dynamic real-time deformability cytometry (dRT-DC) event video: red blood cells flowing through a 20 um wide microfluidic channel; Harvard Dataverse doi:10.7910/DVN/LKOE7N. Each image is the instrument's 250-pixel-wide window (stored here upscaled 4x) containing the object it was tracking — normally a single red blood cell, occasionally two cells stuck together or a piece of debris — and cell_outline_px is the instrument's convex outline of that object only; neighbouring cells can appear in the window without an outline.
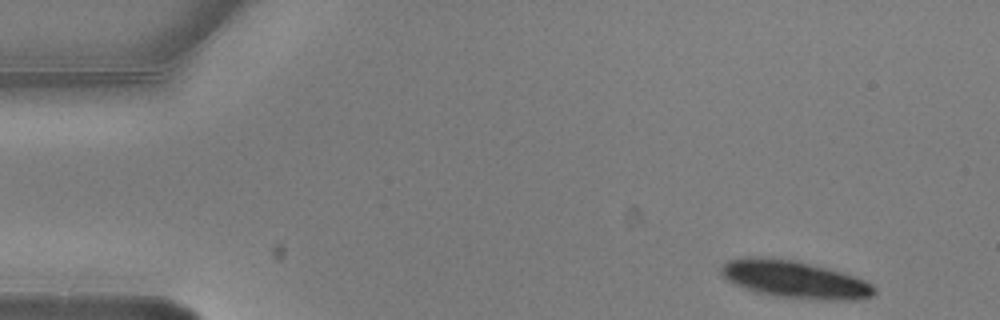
{"species": "common noctule bat (a hibernating species)", "species_latin": "Nyctalus noctula", "temperature_condition": "warm", "stored_images_in_passage": 10, "camera_frame_rate_fps": 3000, "um_per_image_px": 0.085, "animal": {"sex": "male", "body_mass_g": 20.5, "forearm_length_mm": 52.5}, "frame": {"image": 1, "passage_image": 1, "time_ms": 0.0, "image_size_px": [1000, 320], "cell_outline_px": [[876, 292], [872, 296], [860, 300], [820, 300], [776, 296], [756, 292], [744, 288], [728, 280], [720, 272], [720, 268], [728, 260], [748, 256], [760, 256], [796, 260], [856, 276], [872, 284], [876, 288]], "centroid_in_image_um": [67.57, 23.75], "position_along_channel_um": 17.4, "area_um2": 33.52}}
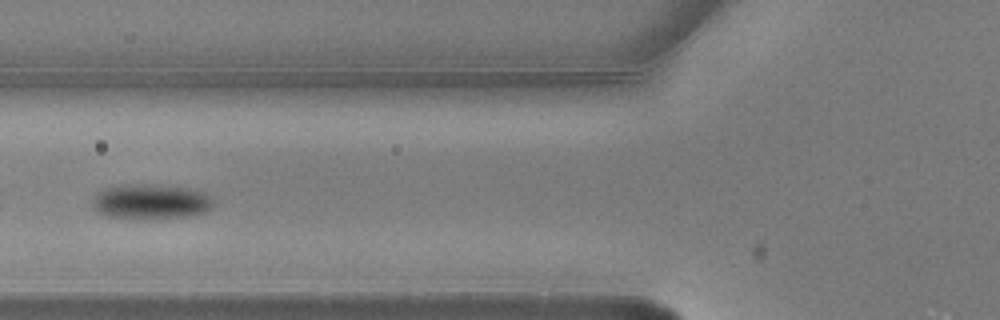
{"frame": {"image": 2, "passage_image": 5, "time_ms": 1.333, "image_size_px": [1000, 320], "cell_outline_px": [[212, 208], [204, 212], [188, 216], [104, 216], [96, 212], [92, 208], [96, 196], [100, 192], [108, 188], [180, 188], [204, 192], [212, 200]], "centroid_in_image_um": [12.85, 17.19], "position_along_channel_um": 112.9, "area_um2": 21.91}}
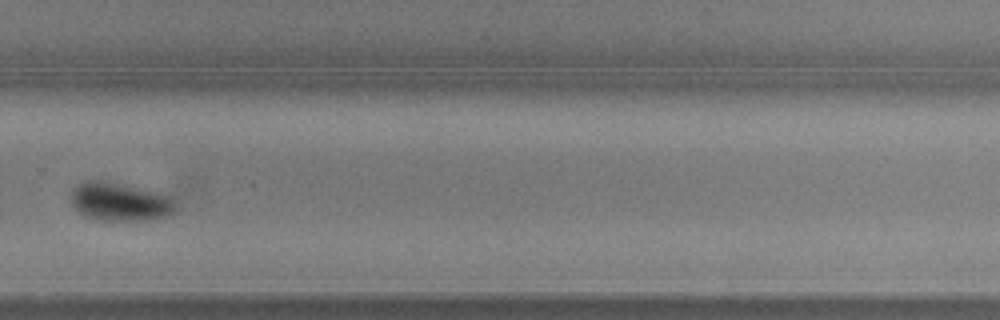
{"frame": {"image": 3, "passage_image": 10, "time_ms": 3.0, "image_size_px": [1000, 320], "cell_outline_px": [[176, 212], [172, 216], [148, 220], [104, 220], [84, 216], [72, 204], [72, 192], [84, 180], [104, 180], [160, 192], [168, 196], [172, 200], [176, 208]], "centroid_in_image_um": [10.25, 17.15], "position_along_channel_um": 319.6, "area_um2": 23.41}}